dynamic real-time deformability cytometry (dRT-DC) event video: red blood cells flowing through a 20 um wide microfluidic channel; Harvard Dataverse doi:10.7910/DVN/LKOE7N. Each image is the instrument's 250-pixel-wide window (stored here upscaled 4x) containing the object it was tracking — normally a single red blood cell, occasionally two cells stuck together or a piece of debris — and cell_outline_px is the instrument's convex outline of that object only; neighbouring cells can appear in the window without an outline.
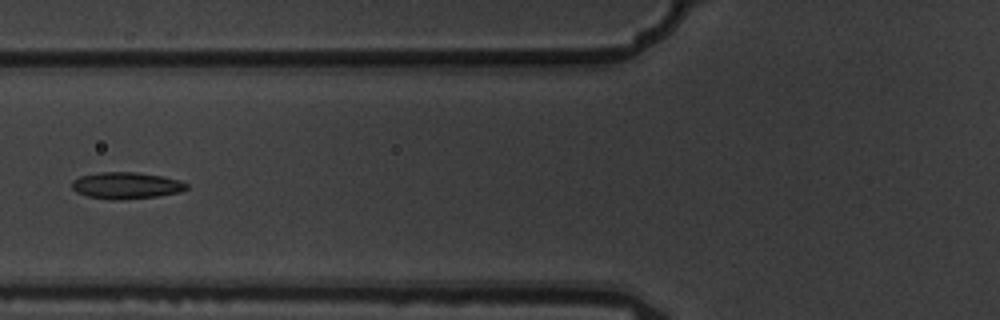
{"species": "common noctule bat (a hibernating species)", "species_latin": "Nyctalus noctula", "temperature_condition": "warm", "stored_images_in_passage": 5, "camera_frame_rate_fps": 3000, "um_per_image_px": 0.085, "animal": {"sex": "male", "body_mass_g": 19.5, "forearm_length_mm": 54.6}, "frame": {"image": 1, "passage_image": 5, "time_ms": 1.333, "image_size_px": [1000, 320], "cell_outline_px": [[188, 188], [180, 192], [156, 196], [120, 200], [112, 200], [88, 196], [76, 192], [72, 188], [72, 180], [80, 176], [100, 172], [136, 172], [164, 176], [180, 180], [188, 184]], "centroid_in_image_um": [10.74, 15.76], "position_along_channel_um": 115.1, "area_um2": 17.86}}